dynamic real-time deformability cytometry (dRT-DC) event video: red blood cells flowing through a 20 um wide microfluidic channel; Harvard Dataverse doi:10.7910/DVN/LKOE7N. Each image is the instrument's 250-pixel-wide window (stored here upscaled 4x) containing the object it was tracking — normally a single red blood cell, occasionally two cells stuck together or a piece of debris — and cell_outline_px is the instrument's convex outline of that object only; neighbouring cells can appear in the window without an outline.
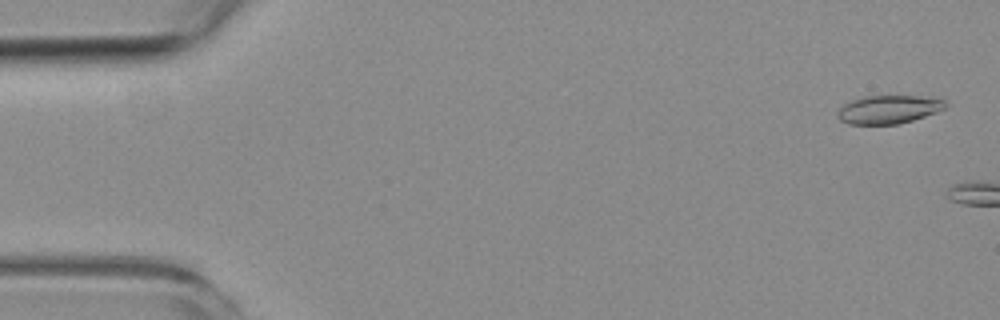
{"species": "common noctule bat (a hibernating species)", "species_latin": "Nyctalus noctula", "temperature_condition": "room temperature", "stored_images_in_passage": 2, "camera_frame_rate_fps": 3000, "um_per_image_px": 0.085, "animal": {"sex": "female", "body_mass_g": 19.3, "forearm_length_mm": 54.1}, "frame": {"image": 1, "passage_image": 1, "time_ms": 0.0, "image_size_px": [1000, 320], "cell_outline_px": [[948, 104], [944, 108], [936, 112], [912, 120], [896, 124], [848, 124], [840, 120], [836, 116], [840, 104], [864, 96], [932, 96], [944, 100]], "centroid_in_image_um": [75.5, 9.29], "position_along_channel_um": 9.5, "area_um2": 17.98}}